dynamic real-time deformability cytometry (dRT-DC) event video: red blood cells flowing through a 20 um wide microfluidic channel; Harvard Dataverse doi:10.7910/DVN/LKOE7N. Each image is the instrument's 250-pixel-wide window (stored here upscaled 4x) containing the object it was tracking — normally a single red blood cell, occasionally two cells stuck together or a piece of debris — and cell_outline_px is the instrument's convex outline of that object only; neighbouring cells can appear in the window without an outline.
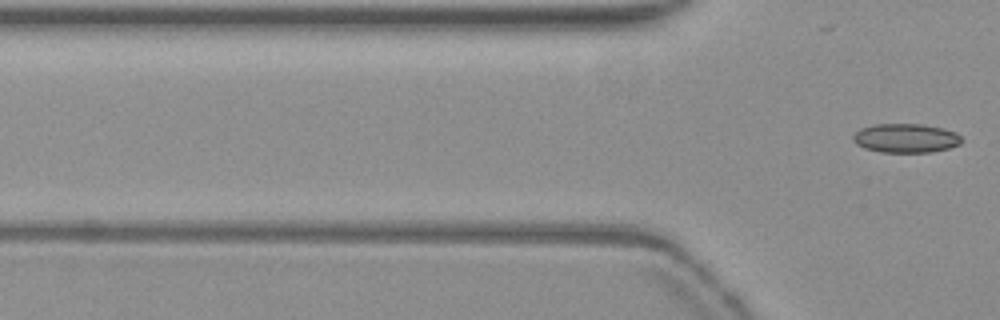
{"species": "common noctule bat (a hibernating species)", "species_latin": "Nyctalus noctula", "temperature_condition": "warm", "stored_images_in_passage": 2, "camera_frame_rate_fps": 3000, "um_per_image_px": 0.085, "animal": {"sex": "female", "body_mass_g": 19.3, "forearm_length_mm": 54.1}, "frame": {"image": 1, "passage_image": 2, "time_ms": 0.333, "image_size_px": [1000, 320], "cell_outline_px": [[964, 140], [960, 144], [948, 148], [932, 152], [880, 152], [864, 148], [856, 144], [852, 140], [852, 136], [860, 128], [876, 124], [920, 124], [944, 128], [956, 132]], "centroid_in_image_um": [76.99, 11.74], "position_along_channel_um": 48.8, "area_um2": 18.5}}